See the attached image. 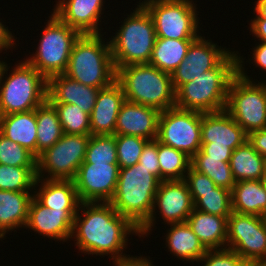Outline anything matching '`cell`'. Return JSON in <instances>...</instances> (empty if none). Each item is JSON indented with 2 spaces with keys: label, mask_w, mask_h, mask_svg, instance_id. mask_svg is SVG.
<instances>
[{
  "label": "cell",
  "mask_w": 266,
  "mask_h": 266,
  "mask_svg": "<svg viewBox=\"0 0 266 266\" xmlns=\"http://www.w3.org/2000/svg\"><path fill=\"white\" fill-rule=\"evenodd\" d=\"M40 183V185H39ZM33 196L47 208L55 210H78L80 200L74 180H47L36 178Z\"/></svg>",
  "instance_id": "cell-23"
},
{
  "label": "cell",
  "mask_w": 266,
  "mask_h": 266,
  "mask_svg": "<svg viewBox=\"0 0 266 266\" xmlns=\"http://www.w3.org/2000/svg\"><path fill=\"white\" fill-rule=\"evenodd\" d=\"M5 65V62L4 61H0V76H1V72H2V69Z\"/></svg>",
  "instance_id": "cell-52"
},
{
  "label": "cell",
  "mask_w": 266,
  "mask_h": 266,
  "mask_svg": "<svg viewBox=\"0 0 266 266\" xmlns=\"http://www.w3.org/2000/svg\"><path fill=\"white\" fill-rule=\"evenodd\" d=\"M36 109L0 115V133L37 157Z\"/></svg>",
  "instance_id": "cell-25"
},
{
  "label": "cell",
  "mask_w": 266,
  "mask_h": 266,
  "mask_svg": "<svg viewBox=\"0 0 266 266\" xmlns=\"http://www.w3.org/2000/svg\"><path fill=\"white\" fill-rule=\"evenodd\" d=\"M160 111L154 107L125 100L120 108L115 134L155 140L158 135Z\"/></svg>",
  "instance_id": "cell-20"
},
{
  "label": "cell",
  "mask_w": 266,
  "mask_h": 266,
  "mask_svg": "<svg viewBox=\"0 0 266 266\" xmlns=\"http://www.w3.org/2000/svg\"><path fill=\"white\" fill-rule=\"evenodd\" d=\"M247 140L248 134L225 109L201 113V145L228 146L234 150Z\"/></svg>",
  "instance_id": "cell-19"
},
{
  "label": "cell",
  "mask_w": 266,
  "mask_h": 266,
  "mask_svg": "<svg viewBox=\"0 0 266 266\" xmlns=\"http://www.w3.org/2000/svg\"><path fill=\"white\" fill-rule=\"evenodd\" d=\"M261 181H262L263 186H264V188H265V190H266V169H265V172H264V174H263V176H262Z\"/></svg>",
  "instance_id": "cell-51"
},
{
  "label": "cell",
  "mask_w": 266,
  "mask_h": 266,
  "mask_svg": "<svg viewBox=\"0 0 266 266\" xmlns=\"http://www.w3.org/2000/svg\"><path fill=\"white\" fill-rule=\"evenodd\" d=\"M36 172L37 167L0 164V190L32 191L37 178Z\"/></svg>",
  "instance_id": "cell-36"
},
{
  "label": "cell",
  "mask_w": 266,
  "mask_h": 266,
  "mask_svg": "<svg viewBox=\"0 0 266 266\" xmlns=\"http://www.w3.org/2000/svg\"><path fill=\"white\" fill-rule=\"evenodd\" d=\"M193 41L157 37L148 64L155 66L163 72L172 74L185 59L190 44Z\"/></svg>",
  "instance_id": "cell-30"
},
{
  "label": "cell",
  "mask_w": 266,
  "mask_h": 266,
  "mask_svg": "<svg viewBox=\"0 0 266 266\" xmlns=\"http://www.w3.org/2000/svg\"><path fill=\"white\" fill-rule=\"evenodd\" d=\"M124 19L113 38H109L115 69L133 64H148L156 42L153 19L139 3Z\"/></svg>",
  "instance_id": "cell-6"
},
{
  "label": "cell",
  "mask_w": 266,
  "mask_h": 266,
  "mask_svg": "<svg viewBox=\"0 0 266 266\" xmlns=\"http://www.w3.org/2000/svg\"><path fill=\"white\" fill-rule=\"evenodd\" d=\"M102 34H84L75 41L65 75L86 86L105 88L116 80V69Z\"/></svg>",
  "instance_id": "cell-4"
},
{
  "label": "cell",
  "mask_w": 266,
  "mask_h": 266,
  "mask_svg": "<svg viewBox=\"0 0 266 266\" xmlns=\"http://www.w3.org/2000/svg\"><path fill=\"white\" fill-rule=\"evenodd\" d=\"M156 207L165 224L186 222L194 203L184 180L160 181L148 221L139 229L140 238L152 231L156 222ZM167 222V223H166Z\"/></svg>",
  "instance_id": "cell-14"
},
{
  "label": "cell",
  "mask_w": 266,
  "mask_h": 266,
  "mask_svg": "<svg viewBox=\"0 0 266 266\" xmlns=\"http://www.w3.org/2000/svg\"><path fill=\"white\" fill-rule=\"evenodd\" d=\"M9 68L5 63L0 76V115L28 112L47 100L48 80L36 68L20 61L7 77Z\"/></svg>",
  "instance_id": "cell-7"
},
{
  "label": "cell",
  "mask_w": 266,
  "mask_h": 266,
  "mask_svg": "<svg viewBox=\"0 0 266 266\" xmlns=\"http://www.w3.org/2000/svg\"><path fill=\"white\" fill-rule=\"evenodd\" d=\"M90 135L65 134L37 157L36 177L47 180H74L85 159Z\"/></svg>",
  "instance_id": "cell-11"
},
{
  "label": "cell",
  "mask_w": 266,
  "mask_h": 266,
  "mask_svg": "<svg viewBox=\"0 0 266 266\" xmlns=\"http://www.w3.org/2000/svg\"><path fill=\"white\" fill-rule=\"evenodd\" d=\"M230 168L235 182L261 180L266 169V159L248 142L233 150Z\"/></svg>",
  "instance_id": "cell-29"
},
{
  "label": "cell",
  "mask_w": 266,
  "mask_h": 266,
  "mask_svg": "<svg viewBox=\"0 0 266 266\" xmlns=\"http://www.w3.org/2000/svg\"><path fill=\"white\" fill-rule=\"evenodd\" d=\"M193 0H144L140 2L150 13L156 36L179 40H195L199 35V17Z\"/></svg>",
  "instance_id": "cell-10"
},
{
  "label": "cell",
  "mask_w": 266,
  "mask_h": 266,
  "mask_svg": "<svg viewBox=\"0 0 266 266\" xmlns=\"http://www.w3.org/2000/svg\"><path fill=\"white\" fill-rule=\"evenodd\" d=\"M78 210H55L42 205L34 196L29 205V228L39 235L66 242L71 238L74 217Z\"/></svg>",
  "instance_id": "cell-17"
},
{
  "label": "cell",
  "mask_w": 266,
  "mask_h": 266,
  "mask_svg": "<svg viewBox=\"0 0 266 266\" xmlns=\"http://www.w3.org/2000/svg\"><path fill=\"white\" fill-rule=\"evenodd\" d=\"M248 142L266 159V128L250 132Z\"/></svg>",
  "instance_id": "cell-44"
},
{
  "label": "cell",
  "mask_w": 266,
  "mask_h": 266,
  "mask_svg": "<svg viewBox=\"0 0 266 266\" xmlns=\"http://www.w3.org/2000/svg\"><path fill=\"white\" fill-rule=\"evenodd\" d=\"M80 210L83 217L79 214ZM133 233L140 237L139 229L109 202H81L74 217L71 239L75 238L81 253L96 256L111 254L114 264L128 256L123 251Z\"/></svg>",
  "instance_id": "cell-1"
},
{
  "label": "cell",
  "mask_w": 266,
  "mask_h": 266,
  "mask_svg": "<svg viewBox=\"0 0 266 266\" xmlns=\"http://www.w3.org/2000/svg\"><path fill=\"white\" fill-rule=\"evenodd\" d=\"M255 2L253 11L256 12V17L254 19H266V0H257Z\"/></svg>",
  "instance_id": "cell-49"
},
{
  "label": "cell",
  "mask_w": 266,
  "mask_h": 266,
  "mask_svg": "<svg viewBox=\"0 0 266 266\" xmlns=\"http://www.w3.org/2000/svg\"><path fill=\"white\" fill-rule=\"evenodd\" d=\"M99 90L100 88L86 86L65 74H58L48 79L47 99L51 103L78 105L91 115Z\"/></svg>",
  "instance_id": "cell-22"
},
{
  "label": "cell",
  "mask_w": 266,
  "mask_h": 266,
  "mask_svg": "<svg viewBox=\"0 0 266 266\" xmlns=\"http://www.w3.org/2000/svg\"><path fill=\"white\" fill-rule=\"evenodd\" d=\"M124 101L123 89L116 80L99 90L90 115L91 135H115L117 116Z\"/></svg>",
  "instance_id": "cell-21"
},
{
  "label": "cell",
  "mask_w": 266,
  "mask_h": 266,
  "mask_svg": "<svg viewBox=\"0 0 266 266\" xmlns=\"http://www.w3.org/2000/svg\"><path fill=\"white\" fill-rule=\"evenodd\" d=\"M194 209L201 212L229 217L232 213L231 191L216 186L207 192H190Z\"/></svg>",
  "instance_id": "cell-34"
},
{
  "label": "cell",
  "mask_w": 266,
  "mask_h": 266,
  "mask_svg": "<svg viewBox=\"0 0 266 266\" xmlns=\"http://www.w3.org/2000/svg\"><path fill=\"white\" fill-rule=\"evenodd\" d=\"M149 141L137 136L115 134L119 168L130 167L138 163L143 148Z\"/></svg>",
  "instance_id": "cell-39"
},
{
  "label": "cell",
  "mask_w": 266,
  "mask_h": 266,
  "mask_svg": "<svg viewBox=\"0 0 266 266\" xmlns=\"http://www.w3.org/2000/svg\"><path fill=\"white\" fill-rule=\"evenodd\" d=\"M31 191L0 190V238L6 233L24 227L28 221Z\"/></svg>",
  "instance_id": "cell-24"
},
{
  "label": "cell",
  "mask_w": 266,
  "mask_h": 266,
  "mask_svg": "<svg viewBox=\"0 0 266 266\" xmlns=\"http://www.w3.org/2000/svg\"><path fill=\"white\" fill-rule=\"evenodd\" d=\"M166 237V247L183 261L198 262L208 249L198 239L187 222L172 223Z\"/></svg>",
  "instance_id": "cell-27"
},
{
  "label": "cell",
  "mask_w": 266,
  "mask_h": 266,
  "mask_svg": "<svg viewBox=\"0 0 266 266\" xmlns=\"http://www.w3.org/2000/svg\"><path fill=\"white\" fill-rule=\"evenodd\" d=\"M203 261L202 266H249L235 251L227 248L208 250L198 262Z\"/></svg>",
  "instance_id": "cell-40"
},
{
  "label": "cell",
  "mask_w": 266,
  "mask_h": 266,
  "mask_svg": "<svg viewBox=\"0 0 266 266\" xmlns=\"http://www.w3.org/2000/svg\"><path fill=\"white\" fill-rule=\"evenodd\" d=\"M53 13L81 35L101 34L103 0H58ZM99 25V26H98Z\"/></svg>",
  "instance_id": "cell-18"
},
{
  "label": "cell",
  "mask_w": 266,
  "mask_h": 266,
  "mask_svg": "<svg viewBox=\"0 0 266 266\" xmlns=\"http://www.w3.org/2000/svg\"><path fill=\"white\" fill-rule=\"evenodd\" d=\"M125 100L158 109L160 112L175 106V90L171 74L150 64H133L116 70Z\"/></svg>",
  "instance_id": "cell-5"
},
{
  "label": "cell",
  "mask_w": 266,
  "mask_h": 266,
  "mask_svg": "<svg viewBox=\"0 0 266 266\" xmlns=\"http://www.w3.org/2000/svg\"><path fill=\"white\" fill-rule=\"evenodd\" d=\"M252 57L249 59L253 61L256 67H260L261 70L266 71V41L258 42V44L252 48Z\"/></svg>",
  "instance_id": "cell-45"
},
{
  "label": "cell",
  "mask_w": 266,
  "mask_h": 266,
  "mask_svg": "<svg viewBox=\"0 0 266 266\" xmlns=\"http://www.w3.org/2000/svg\"><path fill=\"white\" fill-rule=\"evenodd\" d=\"M236 75V52L230 51L213 69L183 84L175 92V106L201 113L224 110L229 85Z\"/></svg>",
  "instance_id": "cell-2"
},
{
  "label": "cell",
  "mask_w": 266,
  "mask_h": 266,
  "mask_svg": "<svg viewBox=\"0 0 266 266\" xmlns=\"http://www.w3.org/2000/svg\"><path fill=\"white\" fill-rule=\"evenodd\" d=\"M249 28L259 41H266V19H251Z\"/></svg>",
  "instance_id": "cell-48"
},
{
  "label": "cell",
  "mask_w": 266,
  "mask_h": 266,
  "mask_svg": "<svg viewBox=\"0 0 266 266\" xmlns=\"http://www.w3.org/2000/svg\"><path fill=\"white\" fill-rule=\"evenodd\" d=\"M184 181L187 183L190 192H207L216 187L214 181H212L207 175L197 172L192 167L186 173Z\"/></svg>",
  "instance_id": "cell-42"
},
{
  "label": "cell",
  "mask_w": 266,
  "mask_h": 266,
  "mask_svg": "<svg viewBox=\"0 0 266 266\" xmlns=\"http://www.w3.org/2000/svg\"><path fill=\"white\" fill-rule=\"evenodd\" d=\"M138 163L146 167L160 180L159 160H158V140L149 141L138 160Z\"/></svg>",
  "instance_id": "cell-41"
},
{
  "label": "cell",
  "mask_w": 266,
  "mask_h": 266,
  "mask_svg": "<svg viewBox=\"0 0 266 266\" xmlns=\"http://www.w3.org/2000/svg\"><path fill=\"white\" fill-rule=\"evenodd\" d=\"M2 23L3 22H0V52L2 50L11 49L10 47L13 49L14 44L16 45L15 37L11 31L8 30V27Z\"/></svg>",
  "instance_id": "cell-47"
},
{
  "label": "cell",
  "mask_w": 266,
  "mask_h": 266,
  "mask_svg": "<svg viewBox=\"0 0 266 266\" xmlns=\"http://www.w3.org/2000/svg\"><path fill=\"white\" fill-rule=\"evenodd\" d=\"M226 248L248 264L266 259V217L232 211L227 219Z\"/></svg>",
  "instance_id": "cell-13"
},
{
  "label": "cell",
  "mask_w": 266,
  "mask_h": 266,
  "mask_svg": "<svg viewBox=\"0 0 266 266\" xmlns=\"http://www.w3.org/2000/svg\"><path fill=\"white\" fill-rule=\"evenodd\" d=\"M236 53L237 75L229 85L225 110L249 134L266 128L265 81L255 83L247 76L245 58Z\"/></svg>",
  "instance_id": "cell-8"
},
{
  "label": "cell",
  "mask_w": 266,
  "mask_h": 266,
  "mask_svg": "<svg viewBox=\"0 0 266 266\" xmlns=\"http://www.w3.org/2000/svg\"><path fill=\"white\" fill-rule=\"evenodd\" d=\"M231 199L232 211L266 217V190L261 180L236 182Z\"/></svg>",
  "instance_id": "cell-28"
},
{
  "label": "cell",
  "mask_w": 266,
  "mask_h": 266,
  "mask_svg": "<svg viewBox=\"0 0 266 266\" xmlns=\"http://www.w3.org/2000/svg\"><path fill=\"white\" fill-rule=\"evenodd\" d=\"M231 50L221 48L211 40L198 36L188 49L185 59L172 72L171 79L175 92L183 85L205 71L213 69Z\"/></svg>",
  "instance_id": "cell-16"
},
{
  "label": "cell",
  "mask_w": 266,
  "mask_h": 266,
  "mask_svg": "<svg viewBox=\"0 0 266 266\" xmlns=\"http://www.w3.org/2000/svg\"><path fill=\"white\" fill-rule=\"evenodd\" d=\"M118 164L83 162L74 178L80 202H110L119 177Z\"/></svg>",
  "instance_id": "cell-15"
},
{
  "label": "cell",
  "mask_w": 266,
  "mask_h": 266,
  "mask_svg": "<svg viewBox=\"0 0 266 266\" xmlns=\"http://www.w3.org/2000/svg\"><path fill=\"white\" fill-rule=\"evenodd\" d=\"M160 180L142 164L120 168L115 194L109 202L138 229L149 219Z\"/></svg>",
  "instance_id": "cell-3"
},
{
  "label": "cell",
  "mask_w": 266,
  "mask_h": 266,
  "mask_svg": "<svg viewBox=\"0 0 266 266\" xmlns=\"http://www.w3.org/2000/svg\"><path fill=\"white\" fill-rule=\"evenodd\" d=\"M249 266H266V259L265 260H259L254 261L249 264Z\"/></svg>",
  "instance_id": "cell-50"
},
{
  "label": "cell",
  "mask_w": 266,
  "mask_h": 266,
  "mask_svg": "<svg viewBox=\"0 0 266 266\" xmlns=\"http://www.w3.org/2000/svg\"><path fill=\"white\" fill-rule=\"evenodd\" d=\"M160 181L184 180L191 167V157L183 151L158 141Z\"/></svg>",
  "instance_id": "cell-32"
},
{
  "label": "cell",
  "mask_w": 266,
  "mask_h": 266,
  "mask_svg": "<svg viewBox=\"0 0 266 266\" xmlns=\"http://www.w3.org/2000/svg\"><path fill=\"white\" fill-rule=\"evenodd\" d=\"M191 167L197 172L207 175L218 187L231 191L236 183L229 162L209 158L201 150L191 158Z\"/></svg>",
  "instance_id": "cell-33"
},
{
  "label": "cell",
  "mask_w": 266,
  "mask_h": 266,
  "mask_svg": "<svg viewBox=\"0 0 266 266\" xmlns=\"http://www.w3.org/2000/svg\"><path fill=\"white\" fill-rule=\"evenodd\" d=\"M227 219L193 209L186 222L208 250L226 249Z\"/></svg>",
  "instance_id": "cell-26"
},
{
  "label": "cell",
  "mask_w": 266,
  "mask_h": 266,
  "mask_svg": "<svg viewBox=\"0 0 266 266\" xmlns=\"http://www.w3.org/2000/svg\"><path fill=\"white\" fill-rule=\"evenodd\" d=\"M265 99H266V81H265Z\"/></svg>",
  "instance_id": "cell-53"
},
{
  "label": "cell",
  "mask_w": 266,
  "mask_h": 266,
  "mask_svg": "<svg viewBox=\"0 0 266 266\" xmlns=\"http://www.w3.org/2000/svg\"><path fill=\"white\" fill-rule=\"evenodd\" d=\"M200 150L209 158L222 159V162H229L233 150L228 146L201 145Z\"/></svg>",
  "instance_id": "cell-43"
},
{
  "label": "cell",
  "mask_w": 266,
  "mask_h": 266,
  "mask_svg": "<svg viewBox=\"0 0 266 266\" xmlns=\"http://www.w3.org/2000/svg\"><path fill=\"white\" fill-rule=\"evenodd\" d=\"M153 262L148 257L143 256H131L128 255L121 259L120 261L115 262L113 265L115 266H154Z\"/></svg>",
  "instance_id": "cell-46"
},
{
  "label": "cell",
  "mask_w": 266,
  "mask_h": 266,
  "mask_svg": "<svg viewBox=\"0 0 266 266\" xmlns=\"http://www.w3.org/2000/svg\"><path fill=\"white\" fill-rule=\"evenodd\" d=\"M56 108L65 134L91 135L90 115L78 105L67 103H52Z\"/></svg>",
  "instance_id": "cell-35"
},
{
  "label": "cell",
  "mask_w": 266,
  "mask_h": 266,
  "mask_svg": "<svg viewBox=\"0 0 266 266\" xmlns=\"http://www.w3.org/2000/svg\"><path fill=\"white\" fill-rule=\"evenodd\" d=\"M157 140L192 158L201 148V112L176 106L161 111Z\"/></svg>",
  "instance_id": "cell-12"
},
{
  "label": "cell",
  "mask_w": 266,
  "mask_h": 266,
  "mask_svg": "<svg viewBox=\"0 0 266 266\" xmlns=\"http://www.w3.org/2000/svg\"><path fill=\"white\" fill-rule=\"evenodd\" d=\"M37 157L52 147L63 135L58 112L47 99L36 108Z\"/></svg>",
  "instance_id": "cell-31"
},
{
  "label": "cell",
  "mask_w": 266,
  "mask_h": 266,
  "mask_svg": "<svg viewBox=\"0 0 266 266\" xmlns=\"http://www.w3.org/2000/svg\"><path fill=\"white\" fill-rule=\"evenodd\" d=\"M83 162L118 164L115 135H90Z\"/></svg>",
  "instance_id": "cell-37"
},
{
  "label": "cell",
  "mask_w": 266,
  "mask_h": 266,
  "mask_svg": "<svg viewBox=\"0 0 266 266\" xmlns=\"http://www.w3.org/2000/svg\"><path fill=\"white\" fill-rule=\"evenodd\" d=\"M0 164L18 167H37V157L25 147L0 133Z\"/></svg>",
  "instance_id": "cell-38"
},
{
  "label": "cell",
  "mask_w": 266,
  "mask_h": 266,
  "mask_svg": "<svg viewBox=\"0 0 266 266\" xmlns=\"http://www.w3.org/2000/svg\"><path fill=\"white\" fill-rule=\"evenodd\" d=\"M49 17L43 35L34 55L25 60L38 70L47 80L58 74H64L72 47L80 33L61 21L53 12Z\"/></svg>",
  "instance_id": "cell-9"
}]
</instances>
